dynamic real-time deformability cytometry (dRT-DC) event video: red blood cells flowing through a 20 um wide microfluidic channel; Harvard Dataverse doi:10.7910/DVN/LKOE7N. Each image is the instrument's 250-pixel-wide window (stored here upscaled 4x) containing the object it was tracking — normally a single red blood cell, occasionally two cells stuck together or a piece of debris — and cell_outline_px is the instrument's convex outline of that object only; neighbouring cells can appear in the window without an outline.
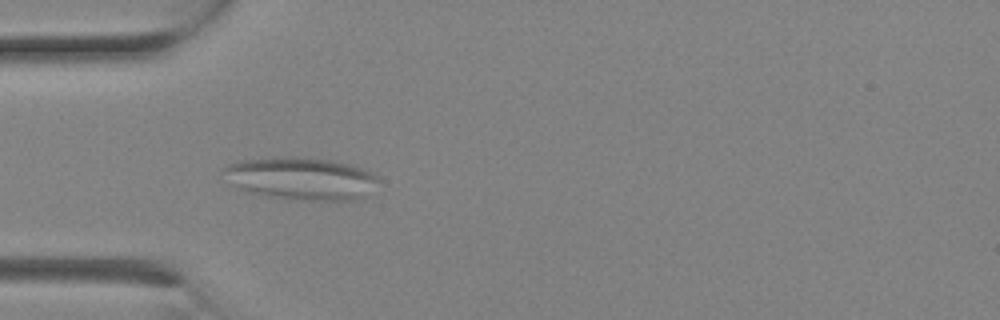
{"species": "Egyptian fruit bat (a non-hibernating species)", "species_latin": "Rousettus aegyptiacus", "temperature_condition": "room temperature", "stored_images_in_passage": 3, "camera_frame_rate_fps": 3000, "um_per_image_px": 0.085, "animal": {"sex": "female"}, "frame": {"image": 1, "passage_image": 3, "time_ms": 0.667, "image_size_px": [1000, 320], "cell_outline_px": [[380, 180], [364, 196], [356, 200], [288, 200], [244, 192], [236, 184], [224, 168], [228, 164], [240, 160], [288, 156], [296, 156], [328, 160], [352, 164], [380, 176]], "centroid_in_image_um": [25.67, 15.18], "position_along_channel_um": 59.3, "area_um2": 38.21}}